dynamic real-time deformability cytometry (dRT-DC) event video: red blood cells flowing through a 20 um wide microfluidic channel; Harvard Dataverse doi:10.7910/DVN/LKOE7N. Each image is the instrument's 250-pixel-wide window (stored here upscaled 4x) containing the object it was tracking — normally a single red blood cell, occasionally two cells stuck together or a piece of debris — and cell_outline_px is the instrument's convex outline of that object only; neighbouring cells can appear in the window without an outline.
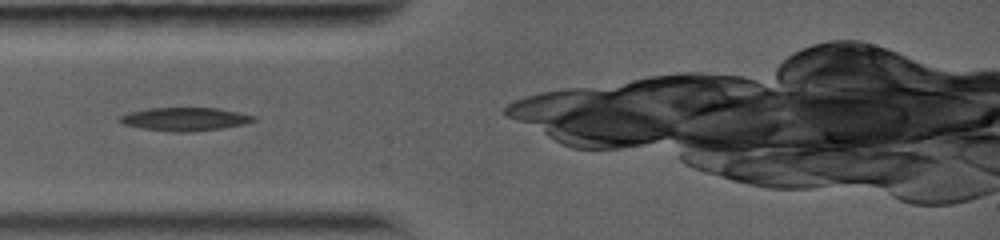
{"species": "common noctule bat (a hibernating species)", "species_latin": "Nyctalus noctula", "temperature_condition": "warm", "stored_images_in_passage": 14, "camera_frame_rate_fps": 5000, "um_per_image_px": 0.085, "animal": {"sex": "female", "body_mass_g": 19.0, "forearm_length_mm": 56.7}, "frame": {"image": 1, "passage_image": 1, "time_ms": 0.0, "image_size_px": [1000, 240], "cell_outline_px": [[256, 120], [244, 124], [220, 128], [192, 132], [176, 132], [140, 128], [124, 124], [116, 120], [116, 116], [128, 112], [148, 108], [216, 108], [256, 116]], "centroid_in_image_um": [15.63, 10.12], "position_along_channel_um": 69.4, "area_um2": 18.21}}
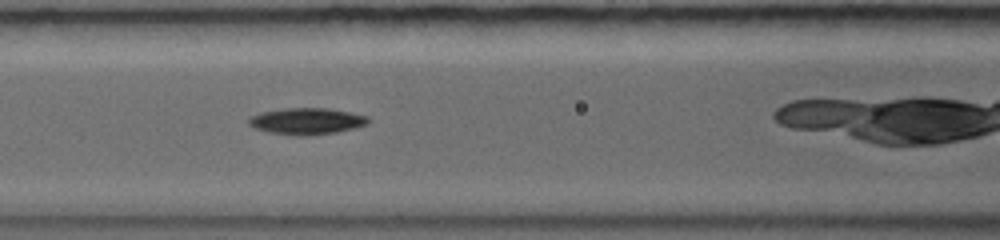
{"frame": {"image": 2, "passage_image": 3, "time_ms": 1.8, "image_size_px": [1000, 240], "cell_outline_px": [[368, 124], [356, 128], [336, 132], [308, 136], [296, 136], [268, 132], [256, 128], [248, 124], [248, 116], [260, 112], [280, 108], [328, 108], [352, 112], [368, 116]], "centroid_in_image_um": [26.05, 10.29], "position_along_channel_um": 140.5, "area_um2": 18.79}}